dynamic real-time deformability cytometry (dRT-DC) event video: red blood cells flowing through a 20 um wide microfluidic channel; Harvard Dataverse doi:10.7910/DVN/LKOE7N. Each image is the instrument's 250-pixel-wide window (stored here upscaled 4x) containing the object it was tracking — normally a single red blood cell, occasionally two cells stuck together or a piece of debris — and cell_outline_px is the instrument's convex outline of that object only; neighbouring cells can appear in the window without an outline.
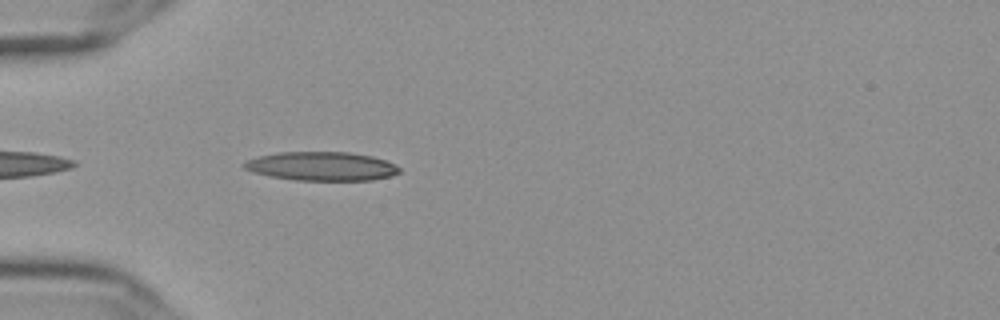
{"species": "Egyptian fruit bat (a non-hibernating species)", "species_latin": "Rousettus aegyptiacus", "temperature_condition": "cold", "stored_images_in_passage": 13, "camera_frame_rate_fps": 3000, "um_per_image_px": 0.085, "frame": {"image": 1, "passage_image": 3, "time_ms": 0.667, "image_size_px": [1000, 320], "cell_outline_px": [[400, 172], [392, 176], [372, 180], [292, 180], [268, 176], [252, 172], [244, 168], [240, 164], [248, 160], [260, 156], [280, 152], [348, 152], [372, 156], [384, 160], [400, 168]], "centroid_in_image_um": [27.31, 14.14], "position_along_channel_um": 57.7, "area_um2": 26.07}}
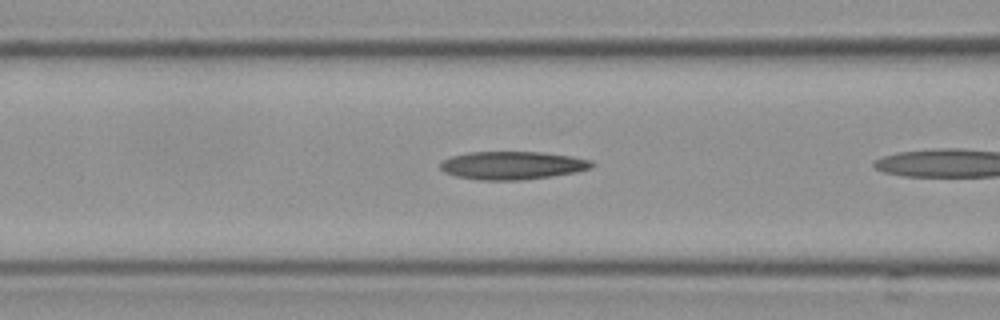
{"frame": {"image": 2, "passage_image": 6, "time_ms": 1.667, "image_size_px": [1000, 320], "cell_outline_px": [[596, 164], [592, 168], [576, 172], [552, 176], [524, 180], [480, 180], [456, 176], [444, 172], [440, 168], [440, 164], [444, 160], [452, 156], [468, 152], [540, 152], [568, 156], [592, 160]], "centroid_in_image_um": [43.57, 14.06], "position_along_channel_um": 123.0, "area_um2": 24.8}}